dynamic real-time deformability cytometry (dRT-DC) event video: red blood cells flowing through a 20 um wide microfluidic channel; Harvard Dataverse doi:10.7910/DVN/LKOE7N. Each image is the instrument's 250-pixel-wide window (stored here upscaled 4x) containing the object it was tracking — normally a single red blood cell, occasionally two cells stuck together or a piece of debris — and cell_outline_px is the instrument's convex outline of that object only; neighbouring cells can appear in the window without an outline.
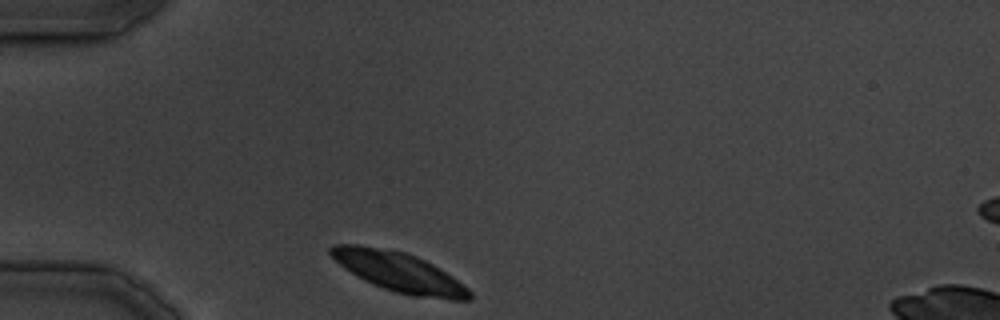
{"species": "common noctule bat (a hibernating species)", "species_latin": "Nyctalus noctula", "temperature_condition": "cold", "stored_images_in_passage": 8, "camera_frame_rate_fps": 3000, "um_per_image_px": 0.085, "animal": {"sex": "male", "body_mass_g": 19.5, "forearm_length_mm": 54.6}, "frame": {"image": 1, "passage_image": 1, "time_ms": 0.0, "image_size_px": [1000, 320], "cell_outline_px": [[472, 300], [452, 300], [412, 296], [396, 292], [372, 284], [364, 280], [344, 268], [328, 252], [328, 248], [336, 244], [360, 244], [404, 252], [416, 256], [432, 264], [452, 276], [464, 284], [472, 292]], "centroid_in_image_um": [33.94, 23.13], "position_along_channel_um": 51.1, "area_um2": 31.96}}